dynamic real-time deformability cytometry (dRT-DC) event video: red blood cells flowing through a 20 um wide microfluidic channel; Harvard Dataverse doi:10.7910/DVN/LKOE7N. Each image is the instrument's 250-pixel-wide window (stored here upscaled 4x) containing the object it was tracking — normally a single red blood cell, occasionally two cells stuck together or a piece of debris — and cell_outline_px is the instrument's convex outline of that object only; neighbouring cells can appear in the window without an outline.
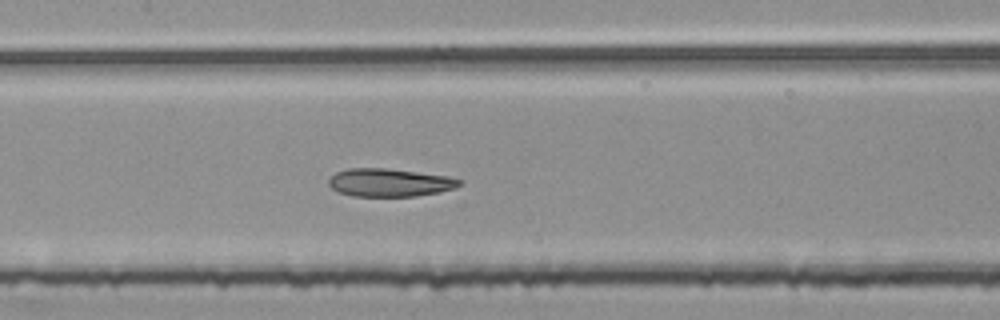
{"species": "common noctule bat (a hibernating species)", "species_latin": "Nyctalus noctula", "temperature_condition": "room temperature", "stored_images_in_passage": 47, "camera_frame_rate_fps": 3000, "um_per_image_px": 0.085, "animal": {"sex": "female", "body_mass_g": 25.1}, "frame": {"image": 1, "passage_image": 24, "time_ms": 7.667, "image_size_px": [1000, 320], "cell_outline_px": [[464, 184], [456, 188], [440, 192], [416, 196], [352, 196], [340, 192], [332, 188], [328, 184], [328, 180], [336, 172], [348, 168], [384, 168], [416, 172], [444, 176], [460, 180]], "centroid_in_image_um": [33.11, 15.52], "position_along_channel_um": 174.3, "area_um2": 21.21}}
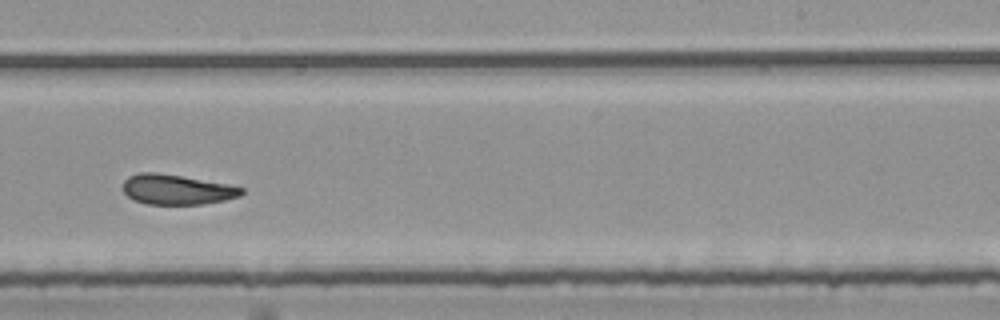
{"frame": {"image": 2, "passage_image": 32, "time_ms": 10.333, "image_size_px": [1000, 320], "cell_outline_px": [[244, 192], [240, 196], [224, 200], [204, 204], [144, 204], [132, 200], [124, 192], [124, 180], [128, 176], [140, 172], [156, 172], [228, 184], [244, 188]], "centroid_in_image_um": [15.01, 16.11], "position_along_channel_um": 274.0, "area_um2": 20.75}}
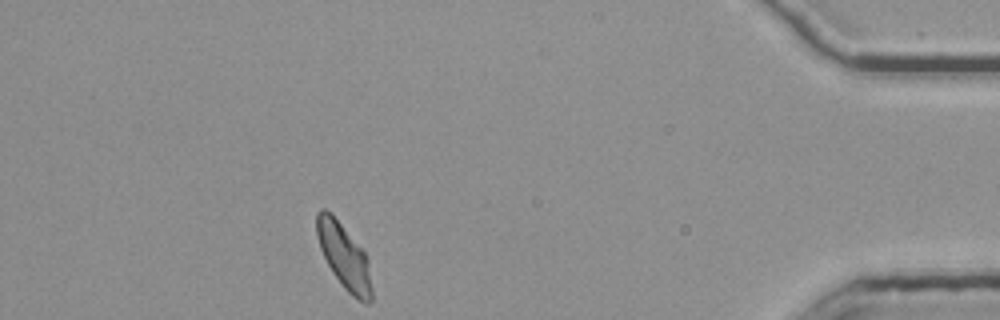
{"frame": {"image": 3, "passage_image": 47, "time_ms": 15.333, "image_size_px": [1000, 320], "cell_outline_px": [[372, 300], [368, 304], [364, 304], [352, 296], [344, 288], [332, 272], [320, 248], [316, 236], [316, 212], [320, 208], [324, 208], [340, 224], [364, 252], [368, 260], [372, 288]], "centroid_in_image_um": [29.25, 21.84], "position_along_channel_um": 406.0, "area_um2": 20.58}, "authors_computed_cell_mechanics": {"area_um2": 21.9062, "velocity_mm_per_s": 3.7483, "shape_relaxation_time_tau1_ms": null, "shape_relaxation_time_tau2_ms": 1.803, "deformation_change_tau1": null, "deformation_change_tau2": 0.0905}}